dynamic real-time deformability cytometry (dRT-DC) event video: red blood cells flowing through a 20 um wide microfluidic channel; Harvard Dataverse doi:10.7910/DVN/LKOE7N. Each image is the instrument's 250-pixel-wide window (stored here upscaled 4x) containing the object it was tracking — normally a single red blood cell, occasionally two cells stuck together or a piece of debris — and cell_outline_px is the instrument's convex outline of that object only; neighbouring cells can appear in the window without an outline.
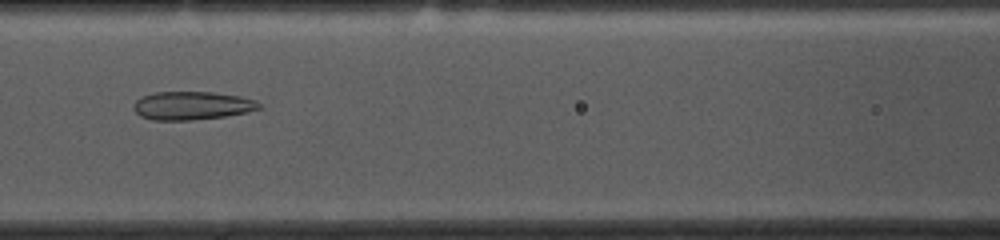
{"species": "common noctule bat (a hibernating species)", "species_latin": "Nyctalus noctula", "temperature_condition": "cold", "stored_images_in_passage": 54, "camera_frame_rate_fps": 3000, "um_per_image_px": 0.085, "animal": {"sex": "female", "body_mass_g": 10.0, "forearm_length_mm": 53.1}, "frame": {"image": 1, "passage_image": 22, "time_ms": 7.0, "image_size_px": [1000, 240], "cell_outline_px": [[264, 108], [248, 112], [224, 116], [192, 120], [152, 120], [140, 116], [132, 108], [132, 104], [136, 100], [144, 96], [156, 92], [212, 92], [240, 96], [256, 100]], "centroid_in_image_um": [16.33, 8.98], "position_along_channel_um": 150.3, "area_um2": 20.81}}
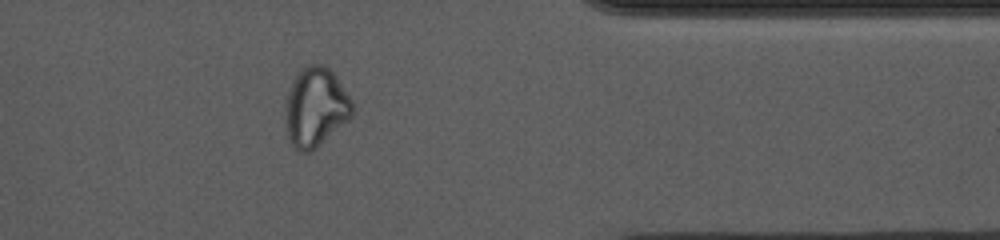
{"frame": {"image": 2, "passage_image": 43, "time_ms": 14.0, "image_size_px": [1000, 240], "cell_outline_px": [[352, 116], [348, 120], [316, 148], [308, 152], [300, 152], [292, 144], [288, 136], [284, 120], [284, 112], [288, 92], [292, 80], [308, 64], [324, 64], [332, 72], [352, 100]], "centroid_in_image_um": [26.8, 9.12], "position_along_channel_um": 384.6, "area_um2": 30.63}}
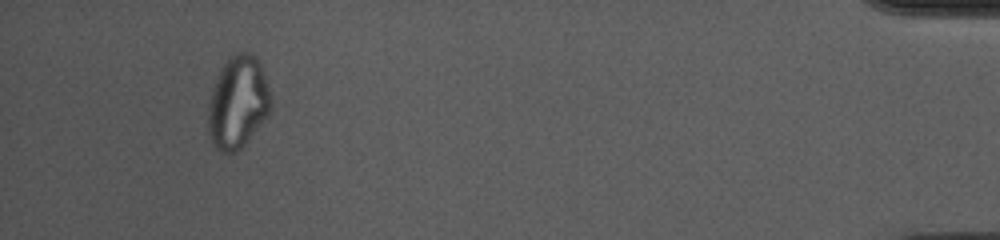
{"frame": {"image": 3, "passage_image": 50, "time_ms": 16.333, "image_size_px": [1000, 240], "cell_outline_px": [[272, 96], [268, 116], [244, 144], [236, 152], [224, 152], [216, 148], [212, 144], [208, 132], [208, 100], [212, 88], [228, 56], [236, 52], [248, 52], [256, 56], [260, 64]], "centroid_in_image_um": [20.21, 8.69], "position_along_channel_um": 415.0, "area_um2": 33.76}, "authors_computed_cell_mechanics": {"area_um2": 27.9174, "velocity_mm_per_s": 3.6244, "shape_relaxation_time_tau1_ms": null, "shape_relaxation_time_tau2_ms": 1.9896, "deformation_change_tau1": null, "deformation_change_tau2": 0.0797}}